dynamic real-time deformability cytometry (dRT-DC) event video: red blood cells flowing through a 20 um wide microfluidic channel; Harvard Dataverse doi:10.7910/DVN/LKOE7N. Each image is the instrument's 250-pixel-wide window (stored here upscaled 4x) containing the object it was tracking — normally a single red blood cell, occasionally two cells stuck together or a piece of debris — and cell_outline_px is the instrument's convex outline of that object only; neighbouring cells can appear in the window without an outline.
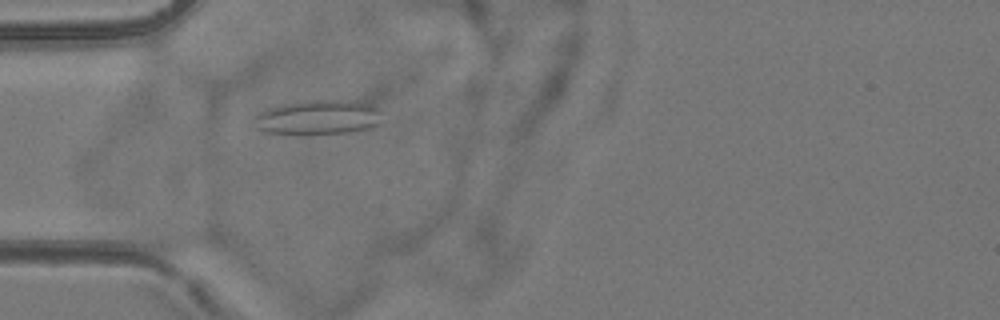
{"species": "common noctule bat (a hibernating species)", "species_latin": "Nyctalus noctula", "temperature_condition": "room temperature", "stored_images_in_passage": 4, "camera_frame_rate_fps": 3000, "um_per_image_px": 0.085, "animal": {"sex": "female", "body_mass_g": 24.6, "forearm_length_mm": 56.2}, "frame": {"image": 1, "passage_image": 4, "time_ms": 4.333, "image_size_px": [1000, 320], "cell_outline_px": [[380, 124], [372, 128], [352, 132], [300, 136], [296, 136], [268, 132], [256, 128], [256, 116], [260, 112], [268, 108], [284, 104], [312, 100], [356, 100], [376, 108], [380, 112]], "centroid_in_image_um": [27.06, 10.01], "position_along_channel_um": 57.9, "area_um2": 26.18}}